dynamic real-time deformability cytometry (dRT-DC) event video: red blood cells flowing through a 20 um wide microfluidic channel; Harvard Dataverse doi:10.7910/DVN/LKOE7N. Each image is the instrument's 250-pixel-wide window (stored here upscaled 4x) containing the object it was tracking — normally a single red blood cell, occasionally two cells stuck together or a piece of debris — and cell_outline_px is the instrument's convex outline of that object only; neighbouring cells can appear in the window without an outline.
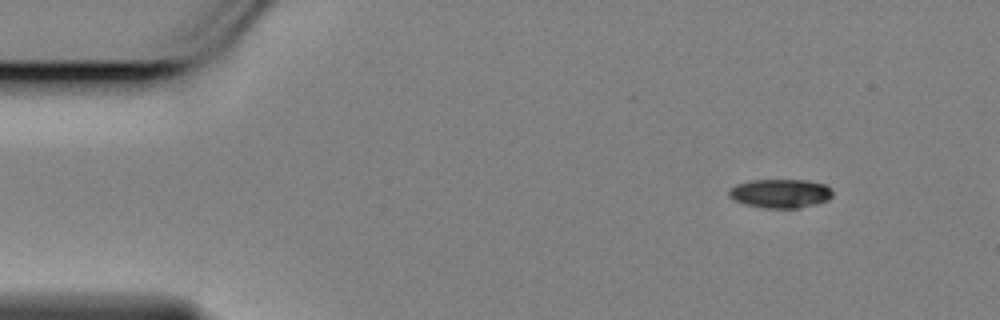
{"species": "Egyptian fruit bat (a non-hibernating species)", "species_latin": "Rousettus aegyptiacus", "temperature_condition": "cold", "stored_images_in_passage": 51, "camera_frame_rate_fps": 3000, "um_per_image_px": 0.085, "animal": {"sex": "female"}, "frame": {"image": 1, "passage_image": 1, "time_ms": 0.0, "image_size_px": [1000, 320], "cell_outline_px": [[832, 196], [828, 200], [816, 204], [800, 208], [764, 208], [744, 204], [728, 196], [728, 188], [736, 184], [748, 180], [808, 180], [824, 184], [832, 192]], "centroid_in_image_um": [66.29, 16.44], "position_along_channel_um": 18.7, "area_um2": 17.57}}
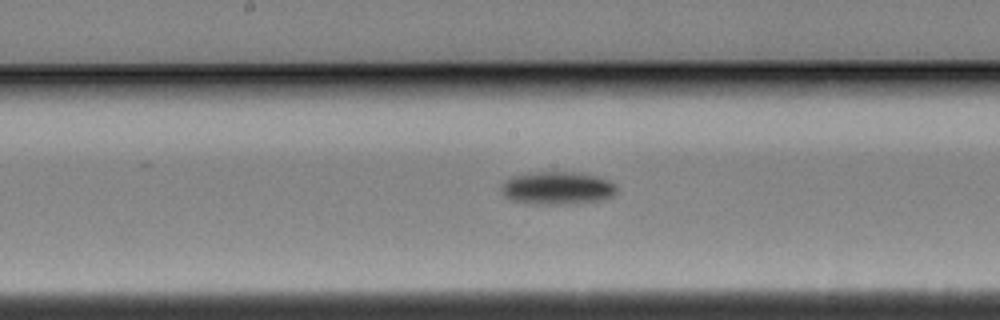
{"frame": {"image": 2, "passage_image": 24, "time_ms": 7.667, "image_size_px": [1000, 320], "cell_outline_px": [[616, 192], [612, 196], [604, 200], [564, 204], [536, 204], [512, 200], [504, 196], [500, 188], [500, 184], [504, 180], [512, 176], [528, 172], [580, 172], [596, 176], [608, 180], [616, 184]], "centroid_in_image_um": [47.35, 15.97], "position_along_channel_um": 200.9, "area_um2": 22.37}}
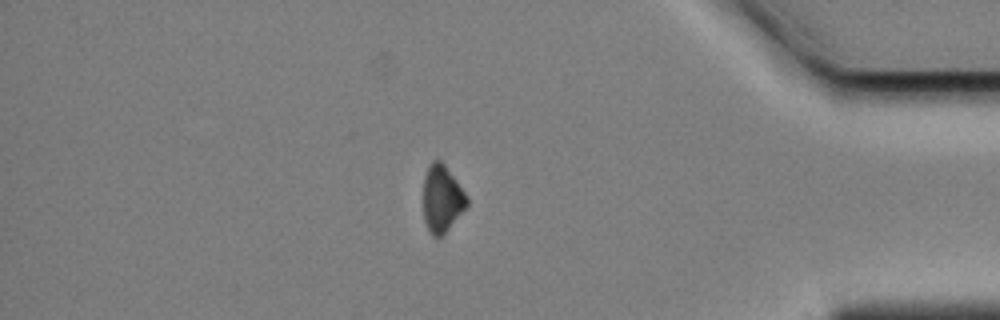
{"frame": {"image": 3, "passage_image": 44, "time_ms": 14.333, "image_size_px": [1000, 320], "cell_outline_px": [[468, 204], [448, 228], [440, 236], [432, 236], [424, 220], [424, 176], [432, 160], [440, 160], [444, 164], [468, 196]], "centroid_in_image_um": [37.56, 16.86], "position_along_channel_um": 397.6, "area_um2": 16.59}}